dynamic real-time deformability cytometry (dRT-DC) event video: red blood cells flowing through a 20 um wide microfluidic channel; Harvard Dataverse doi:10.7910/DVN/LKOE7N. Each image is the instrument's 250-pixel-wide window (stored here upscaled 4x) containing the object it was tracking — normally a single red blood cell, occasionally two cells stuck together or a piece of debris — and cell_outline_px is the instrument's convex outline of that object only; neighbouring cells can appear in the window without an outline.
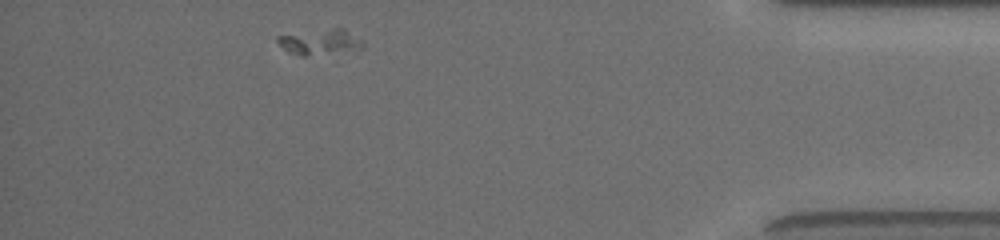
{"species": "common noctule bat (a hibernating species)", "species_latin": "Nyctalus noctula", "temperature_condition": "room temperature", "stored_images_in_passage": 22, "camera_frame_rate_fps": 3000, "um_per_image_px": 0.085, "animal": {"sex": "female", "body_mass_g": 19.5, "forearm_length_mm": 54.1}, "frame": {"image": 1, "passage_image": 19, "time_ms": 9.333, "image_size_px": [1000, 240], "cell_outline_px": [[364, 48], [304, 56], [288, 52], [276, 40], [276, 36], [332, 28], [344, 28], [364, 40]], "centroid_in_image_um": [27.25, 3.55], "position_along_channel_um": 408.0, "area_um2": 12.48}}